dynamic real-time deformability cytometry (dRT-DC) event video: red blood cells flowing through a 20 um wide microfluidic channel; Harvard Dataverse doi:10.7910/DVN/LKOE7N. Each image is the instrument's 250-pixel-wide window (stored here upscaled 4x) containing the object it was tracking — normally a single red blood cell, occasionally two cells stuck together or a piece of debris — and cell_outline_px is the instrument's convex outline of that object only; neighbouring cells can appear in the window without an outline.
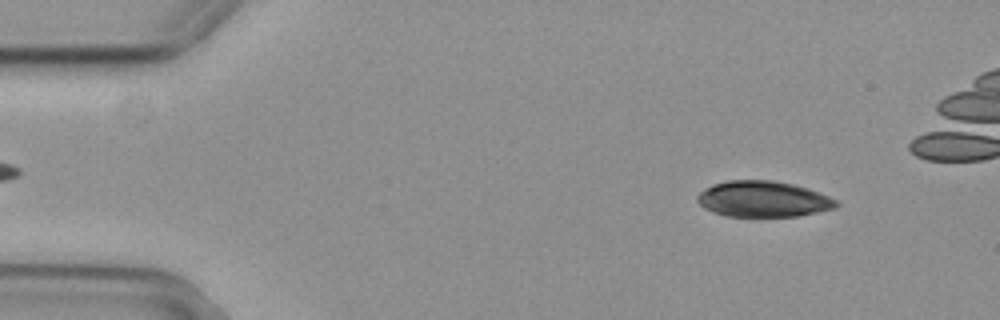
{"species": "common noctule bat (a hibernating species)", "species_latin": "Nyctalus noctula", "temperature_condition": "cold", "stored_images_in_passage": 48, "camera_frame_rate_fps": 3000, "um_per_image_px": 0.085, "animal": {"sex": "female", "body_mass_g": 29.2, "forearm_length_mm": 56.3}, "frame": {"image": 1, "passage_image": 5, "time_ms": 1.333, "image_size_px": [1000, 320], "cell_outline_px": [[840, 204], [836, 208], [796, 216], [728, 216], [712, 212], [704, 208], [696, 200], [696, 196], [704, 188], [712, 184], [728, 180], [772, 180], [792, 184], [808, 188], [828, 196], [836, 200]], "centroid_in_image_um": [64.84, 16.91], "position_along_channel_um": 20.2, "area_um2": 29.07}}
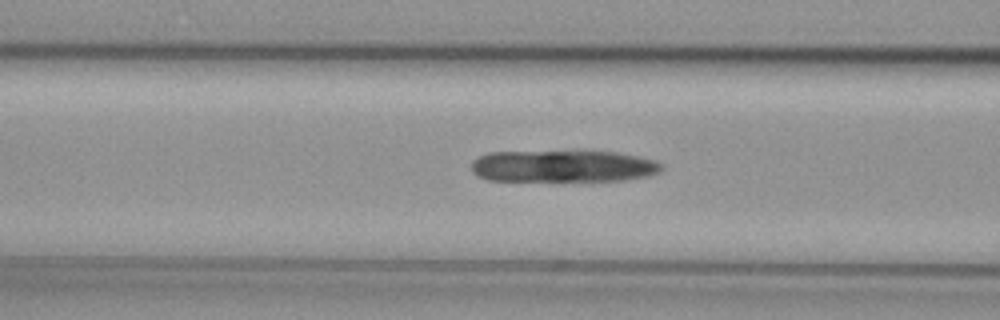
{"frame": {"image": 2, "passage_image": 20, "time_ms": 6.333, "image_size_px": [1000, 320], "cell_outline_px": [[664, 168], [660, 172], [648, 176], [624, 180], [488, 180], [472, 172], [472, 160], [488, 152], [616, 152], [656, 160]], "centroid_in_image_um": [47.88, 14.12], "position_along_channel_um": 118.7, "area_um2": 34.91}}
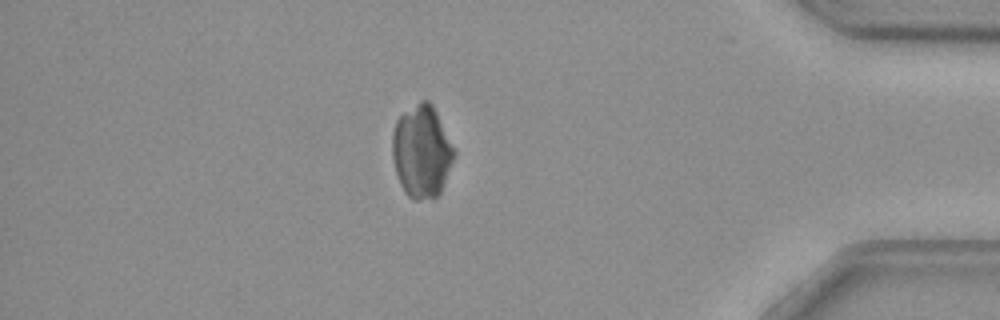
{"frame": {"image": 3, "passage_image": 46, "time_ms": 15.0, "image_size_px": [1000, 320], "cell_outline_px": [[456, 152], [440, 192], [436, 196], [416, 200], [412, 200], [404, 192], [400, 184], [392, 160], [392, 136], [396, 120], [404, 112], [420, 100], [428, 100], [432, 104]], "centroid_in_image_um": [35.82, 12.87], "position_along_channel_um": 399.4, "area_um2": 33.0}}